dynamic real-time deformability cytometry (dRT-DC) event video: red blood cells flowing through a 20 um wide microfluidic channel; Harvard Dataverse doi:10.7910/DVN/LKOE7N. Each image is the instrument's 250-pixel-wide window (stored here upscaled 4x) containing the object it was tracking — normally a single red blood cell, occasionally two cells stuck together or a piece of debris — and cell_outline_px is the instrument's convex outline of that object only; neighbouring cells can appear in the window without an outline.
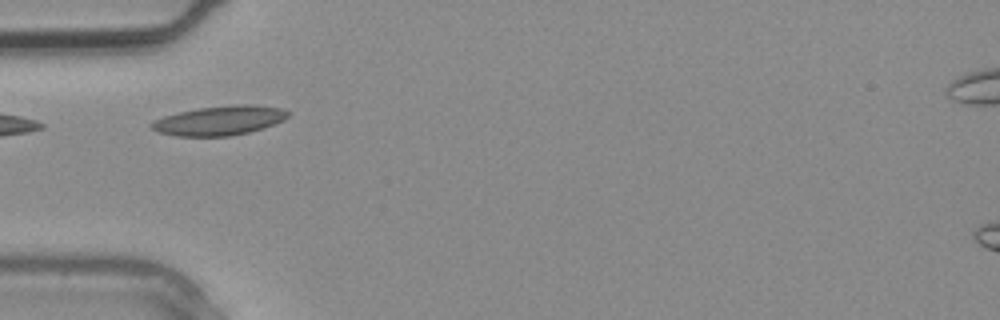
{"species": "common noctule bat (a hibernating species)", "species_latin": "Nyctalus noctula", "temperature_condition": "warm", "stored_images_in_passage": 2, "camera_frame_rate_fps": 3000, "um_per_image_px": 0.085, "animal": {"sex": "male", "body_mass_g": 20.4}, "frame": {"image": 1, "passage_image": 2, "time_ms": 0.333, "image_size_px": [1000, 320], "cell_outline_px": [[288, 116], [284, 120], [264, 128], [232, 136], [176, 136], [160, 132], [152, 128], [148, 124], [152, 120], [164, 116], [180, 112], [200, 108], [236, 104], [248, 104], [280, 108], [288, 112]], "centroid_in_image_um": [18.64, 10.25], "position_along_channel_um": 66.4, "area_um2": 23.24}}